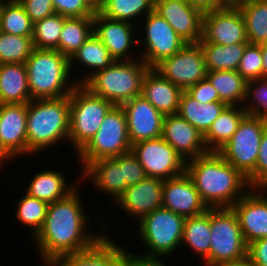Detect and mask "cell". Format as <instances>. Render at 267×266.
I'll return each instance as SVG.
<instances>
[{"label": "cell", "instance_id": "1", "mask_svg": "<svg viewBox=\"0 0 267 266\" xmlns=\"http://www.w3.org/2000/svg\"><path fill=\"white\" fill-rule=\"evenodd\" d=\"M77 189L78 183L66 197L48 204L44 224L33 238L45 266L64 255L88 250L105 236L86 230L89 215L83 212Z\"/></svg>", "mask_w": 267, "mask_h": 266}, {"label": "cell", "instance_id": "2", "mask_svg": "<svg viewBox=\"0 0 267 266\" xmlns=\"http://www.w3.org/2000/svg\"><path fill=\"white\" fill-rule=\"evenodd\" d=\"M185 172L208 208H231L251 188L247 178L218 152L189 160Z\"/></svg>", "mask_w": 267, "mask_h": 266}, {"label": "cell", "instance_id": "3", "mask_svg": "<svg viewBox=\"0 0 267 266\" xmlns=\"http://www.w3.org/2000/svg\"><path fill=\"white\" fill-rule=\"evenodd\" d=\"M69 96L27 103V155L39 154L63 139L69 142ZM37 152V153H36Z\"/></svg>", "mask_w": 267, "mask_h": 266}, {"label": "cell", "instance_id": "4", "mask_svg": "<svg viewBox=\"0 0 267 266\" xmlns=\"http://www.w3.org/2000/svg\"><path fill=\"white\" fill-rule=\"evenodd\" d=\"M25 65L31 99L67 97L77 86L68 82L69 58L56 49L34 48Z\"/></svg>", "mask_w": 267, "mask_h": 266}, {"label": "cell", "instance_id": "5", "mask_svg": "<svg viewBox=\"0 0 267 266\" xmlns=\"http://www.w3.org/2000/svg\"><path fill=\"white\" fill-rule=\"evenodd\" d=\"M150 67L139 58L114 60L108 67L91 75L82 85L92 94L121 106L141 95L144 76Z\"/></svg>", "mask_w": 267, "mask_h": 266}, {"label": "cell", "instance_id": "6", "mask_svg": "<svg viewBox=\"0 0 267 266\" xmlns=\"http://www.w3.org/2000/svg\"><path fill=\"white\" fill-rule=\"evenodd\" d=\"M137 232L149 252L140 257L165 259L180 248L185 218L166 208H158L138 221Z\"/></svg>", "mask_w": 267, "mask_h": 266}, {"label": "cell", "instance_id": "7", "mask_svg": "<svg viewBox=\"0 0 267 266\" xmlns=\"http://www.w3.org/2000/svg\"><path fill=\"white\" fill-rule=\"evenodd\" d=\"M69 142L77 154L98 131L105 115L114 106L111 102L92 94L77 84L69 95Z\"/></svg>", "mask_w": 267, "mask_h": 266}, {"label": "cell", "instance_id": "8", "mask_svg": "<svg viewBox=\"0 0 267 266\" xmlns=\"http://www.w3.org/2000/svg\"><path fill=\"white\" fill-rule=\"evenodd\" d=\"M131 147L125 112L121 106L114 105L105 115L98 131L77 156L84 170L92 161L117 157L130 152Z\"/></svg>", "mask_w": 267, "mask_h": 266}, {"label": "cell", "instance_id": "9", "mask_svg": "<svg viewBox=\"0 0 267 266\" xmlns=\"http://www.w3.org/2000/svg\"><path fill=\"white\" fill-rule=\"evenodd\" d=\"M210 228L209 256L202 261L205 266L247 256L248 245L232 208H210Z\"/></svg>", "mask_w": 267, "mask_h": 266}, {"label": "cell", "instance_id": "10", "mask_svg": "<svg viewBox=\"0 0 267 266\" xmlns=\"http://www.w3.org/2000/svg\"><path fill=\"white\" fill-rule=\"evenodd\" d=\"M267 121L247 114L231 139L218 151L226 162L246 178L255 170L259 148Z\"/></svg>", "mask_w": 267, "mask_h": 266}, {"label": "cell", "instance_id": "11", "mask_svg": "<svg viewBox=\"0 0 267 266\" xmlns=\"http://www.w3.org/2000/svg\"><path fill=\"white\" fill-rule=\"evenodd\" d=\"M131 152L147 177L167 180L185 172V160L162 137L136 142L132 144Z\"/></svg>", "mask_w": 267, "mask_h": 266}, {"label": "cell", "instance_id": "12", "mask_svg": "<svg viewBox=\"0 0 267 266\" xmlns=\"http://www.w3.org/2000/svg\"><path fill=\"white\" fill-rule=\"evenodd\" d=\"M144 41L138 39V45L144 49L138 58L150 68H154L163 59L179 52L187 42L182 39L171 25L154 10L145 16Z\"/></svg>", "mask_w": 267, "mask_h": 266}, {"label": "cell", "instance_id": "13", "mask_svg": "<svg viewBox=\"0 0 267 266\" xmlns=\"http://www.w3.org/2000/svg\"><path fill=\"white\" fill-rule=\"evenodd\" d=\"M154 69L182 91L207 77V68L199 43H187L179 52L163 59Z\"/></svg>", "mask_w": 267, "mask_h": 266}, {"label": "cell", "instance_id": "14", "mask_svg": "<svg viewBox=\"0 0 267 266\" xmlns=\"http://www.w3.org/2000/svg\"><path fill=\"white\" fill-rule=\"evenodd\" d=\"M202 39L220 45L249 43L239 7L227 6L203 12Z\"/></svg>", "mask_w": 267, "mask_h": 266}, {"label": "cell", "instance_id": "15", "mask_svg": "<svg viewBox=\"0 0 267 266\" xmlns=\"http://www.w3.org/2000/svg\"><path fill=\"white\" fill-rule=\"evenodd\" d=\"M250 190L231 207L237 215L247 245L267 238V188Z\"/></svg>", "mask_w": 267, "mask_h": 266}, {"label": "cell", "instance_id": "16", "mask_svg": "<svg viewBox=\"0 0 267 266\" xmlns=\"http://www.w3.org/2000/svg\"><path fill=\"white\" fill-rule=\"evenodd\" d=\"M135 25V23L107 18L99 11L93 17V33L108 49L110 56L117 61L135 60L131 57V48L136 50L138 44V39L135 40L134 35L137 30Z\"/></svg>", "mask_w": 267, "mask_h": 266}, {"label": "cell", "instance_id": "17", "mask_svg": "<svg viewBox=\"0 0 267 266\" xmlns=\"http://www.w3.org/2000/svg\"><path fill=\"white\" fill-rule=\"evenodd\" d=\"M121 107L126 115L131 144L162 137L165 116L142 95L132 98Z\"/></svg>", "mask_w": 267, "mask_h": 266}, {"label": "cell", "instance_id": "18", "mask_svg": "<svg viewBox=\"0 0 267 266\" xmlns=\"http://www.w3.org/2000/svg\"><path fill=\"white\" fill-rule=\"evenodd\" d=\"M154 11L163 17L187 43L202 39L203 12L185 0H154Z\"/></svg>", "mask_w": 267, "mask_h": 266}, {"label": "cell", "instance_id": "19", "mask_svg": "<svg viewBox=\"0 0 267 266\" xmlns=\"http://www.w3.org/2000/svg\"><path fill=\"white\" fill-rule=\"evenodd\" d=\"M162 198L163 208L173 211L184 218L203 214L209 209L186 172L164 180Z\"/></svg>", "mask_w": 267, "mask_h": 266}, {"label": "cell", "instance_id": "20", "mask_svg": "<svg viewBox=\"0 0 267 266\" xmlns=\"http://www.w3.org/2000/svg\"><path fill=\"white\" fill-rule=\"evenodd\" d=\"M162 138L174 148L185 162L208 153L203 134L178 114L165 116Z\"/></svg>", "mask_w": 267, "mask_h": 266}, {"label": "cell", "instance_id": "21", "mask_svg": "<svg viewBox=\"0 0 267 266\" xmlns=\"http://www.w3.org/2000/svg\"><path fill=\"white\" fill-rule=\"evenodd\" d=\"M27 103L0 104V142L13 158L27 154Z\"/></svg>", "mask_w": 267, "mask_h": 266}, {"label": "cell", "instance_id": "22", "mask_svg": "<svg viewBox=\"0 0 267 266\" xmlns=\"http://www.w3.org/2000/svg\"><path fill=\"white\" fill-rule=\"evenodd\" d=\"M164 180L146 177L141 182L128 186L117 199L119 207L139 221L145 215L163 205L162 189Z\"/></svg>", "mask_w": 267, "mask_h": 266}, {"label": "cell", "instance_id": "23", "mask_svg": "<svg viewBox=\"0 0 267 266\" xmlns=\"http://www.w3.org/2000/svg\"><path fill=\"white\" fill-rule=\"evenodd\" d=\"M115 243L105 234L90 249L64 255L51 266H128L132 253Z\"/></svg>", "mask_w": 267, "mask_h": 266}, {"label": "cell", "instance_id": "24", "mask_svg": "<svg viewBox=\"0 0 267 266\" xmlns=\"http://www.w3.org/2000/svg\"><path fill=\"white\" fill-rule=\"evenodd\" d=\"M182 90L154 68L144 76L141 95L164 116L178 113Z\"/></svg>", "mask_w": 267, "mask_h": 266}, {"label": "cell", "instance_id": "25", "mask_svg": "<svg viewBox=\"0 0 267 266\" xmlns=\"http://www.w3.org/2000/svg\"><path fill=\"white\" fill-rule=\"evenodd\" d=\"M81 181L91 179L94 189L101 190L113 197L114 201L128 188L124 183L123 167L112 158L92 161L81 173ZM86 178H85V177ZM93 181V182H92ZM116 199V200H115Z\"/></svg>", "mask_w": 267, "mask_h": 266}, {"label": "cell", "instance_id": "26", "mask_svg": "<svg viewBox=\"0 0 267 266\" xmlns=\"http://www.w3.org/2000/svg\"><path fill=\"white\" fill-rule=\"evenodd\" d=\"M31 100L25 63L0 64V104Z\"/></svg>", "mask_w": 267, "mask_h": 266}, {"label": "cell", "instance_id": "27", "mask_svg": "<svg viewBox=\"0 0 267 266\" xmlns=\"http://www.w3.org/2000/svg\"><path fill=\"white\" fill-rule=\"evenodd\" d=\"M226 107L227 105L221 101L198 102L186 91H182L177 114L204 135Z\"/></svg>", "mask_w": 267, "mask_h": 266}, {"label": "cell", "instance_id": "28", "mask_svg": "<svg viewBox=\"0 0 267 266\" xmlns=\"http://www.w3.org/2000/svg\"><path fill=\"white\" fill-rule=\"evenodd\" d=\"M246 115L243 106H227L203 135L208 152H218L231 139Z\"/></svg>", "mask_w": 267, "mask_h": 266}, {"label": "cell", "instance_id": "29", "mask_svg": "<svg viewBox=\"0 0 267 266\" xmlns=\"http://www.w3.org/2000/svg\"><path fill=\"white\" fill-rule=\"evenodd\" d=\"M76 187L68 185L61 172L48 169L35 174L25 192L49 204L66 197Z\"/></svg>", "mask_w": 267, "mask_h": 266}, {"label": "cell", "instance_id": "30", "mask_svg": "<svg viewBox=\"0 0 267 266\" xmlns=\"http://www.w3.org/2000/svg\"><path fill=\"white\" fill-rule=\"evenodd\" d=\"M69 61L70 70H72L75 61L80 63V67L83 66L86 70H92V72L89 71L87 75H83V79L79 77V80H75L77 84H83L91 75L108 67L114 59L110 56L108 49L100 39L93 33L72 55Z\"/></svg>", "mask_w": 267, "mask_h": 266}, {"label": "cell", "instance_id": "31", "mask_svg": "<svg viewBox=\"0 0 267 266\" xmlns=\"http://www.w3.org/2000/svg\"><path fill=\"white\" fill-rule=\"evenodd\" d=\"M207 78L218 92L221 102L227 106H242L247 80L237 70L207 71Z\"/></svg>", "mask_w": 267, "mask_h": 266}, {"label": "cell", "instance_id": "32", "mask_svg": "<svg viewBox=\"0 0 267 266\" xmlns=\"http://www.w3.org/2000/svg\"><path fill=\"white\" fill-rule=\"evenodd\" d=\"M207 71L237 70L248 43L220 45L199 42Z\"/></svg>", "mask_w": 267, "mask_h": 266}, {"label": "cell", "instance_id": "33", "mask_svg": "<svg viewBox=\"0 0 267 266\" xmlns=\"http://www.w3.org/2000/svg\"><path fill=\"white\" fill-rule=\"evenodd\" d=\"M210 240V208L203 214L185 218L181 243L192 249L203 261L209 256Z\"/></svg>", "mask_w": 267, "mask_h": 266}, {"label": "cell", "instance_id": "34", "mask_svg": "<svg viewBox=\"0 0 267 266\" xmlns=\"http://www.w3.org/2000/svg\"><path fill=\"white\" fill-rule=\"evenodd\" d=\"M91 34L93 17L65 18L56 50L70 59Z\"/></svg>", "mask_w": 267, "mask_h": 266}, {"label": "cell", "instance_id": "35", "mask_svg": "<svg viewBox=\"0 0 267 266\" xmlns=\"http://www.w3.org/2000/svg\"><path fill=\"white\" fill-rule=\"evenodd\" d=\"M238 7L245 20L248 42L267 43V0H248Z\"/></svg>", "mask_w": 267, "mask_h": 266}, {"label": "cell", "instance_id": "36", "mask_svg": "<svg viewBox=\"0 0 267 266\" xmlns=\"http://www.w3.org/2000/svg\"><path fill=\"white\" fill-rule=\"evenodd\" d=\"M0 31L19 36H32L33 22L18 0L0 2Z\"/></svg>", "mask_w": 267, "mask_h": 266}, {"label": "cell", "instance_id": "37", "mask_svg": "<svg viewBox=\"0 0 267 266\" xmlns=\"http://www.w3.org/2000/svg\"><path fill=\"white\" fill-rule=\"evenodd\" d=\"M153 10L154 0H108L98 11L110 19L134 23Z\"/></svg>", "mask_w": 267, "mask_h": 266}, {"label": "cell", "instance_id": "38", "mask_svg": "<svg viewBox=\"0 0 267 266\" xmlns=\"http://www.w3.org/2000/svg\"><path fill=\"white\" fill-rule=\"evenodd\" d=\"M33 50L32 36H19L0 31V64L25 63Z\"/></svg>", "mask_w": 267, "mask_h": 266}, {"label": "cell", "instance_id": "39", "mask_svg": "<svg viewBox=\"0 0 267 266\" xmlns=\"http://www.w3.org/2000/svg\"><path fill=\"white\" fill-rule=\"evenodd\" d=\"M66 17L53 14L33 23V46L37 49H56Z\"/></svg>", "mask_w": 267, "mask_h": 266}, {"label": "cell", "instance_id": "40", "mask_svg": "<svg viewBox=\"0 0 267 266\" xmlns=\"http://www.w3.org/2000/svg\"><path fill=\"white\" fill-rule=\"evenodd\" d=\"M16 205L17 220L28 228H32L30 230L33 231L31 235L34 238L44 224L48 203L25 193Z\"/></svg>", "mask_w": 267, "mask_h": 266}, {"label": "cell", "instance_id": "41", "mask_svg": "<svg viewBox=\"0 0 267 266\" xmlns=\"http://www.w3.org/2000/svg\"><path fill=\"white\" fill-rule=\"evenodd\" d=\"M244 106L247 114L267 121V78L247 81Z\"/></svg>", "mask_w": 267, "mask_h": 266}, {"label": "cell", "instance_id": "42", "mask_svg": "<svg viewBox=\"0 0 267 266\" xmlns=\"http://www.w3.org/2000/svg\"><path fill=\"white\" fill-rule=\"evenodd\" d=\"M237 71L247 80L262 78L261 46L248 43Z\"/></svg>", "mask_w": 267, "mask_h": 266}, {"label": "cell", "instance_id": "43", "mask_svg": "<svg viewBox=\"0 0 267 266\" xmlns=\"http://www.w3.org/2000/svg\"><path fill=\"white\" fill-rule=\"evenodd\" d=\"M56 14L68 17H94L97 9L93 0H53Z\"/></svg>", "mask_w": 267, "mask_h": 266}, {"label": "cell", "instance_id": "44", "mask_svg": "<svg viewBox=\"0 0 267 266\" xmlns=\"http://www.w3.org/2000/svg\"><path fill=\"white\" fill-rule=\"evenodd\" d=\"M113 158L123 167L124 183L127 186L137 184L147 177L137 157L131 151Z\"/></svg>", "mask_w": 267, "mask_h": 266}, {"label": "cell", "instance_id": "45", "mask_svg": "<svg viewBox=\"0 0 267 266\" xmlns=\"http://www.w3.org/2000/svg\"><path fill=\"white\" fill-rule=\"evenodd\" d=\"M247 181L251 188H267V127L261 139L255 170Z\"/></svg>", "mask_w": 267, "mask_h": 266}, {"label": "cell", "instance_id": "46", "mask_svg": "<svg viewBox=\"0 0 267 266\" xmlns=\"http://www.w3.org/2000/svg\"><path fill=\"white\" fill-rule=\"evenodd\" d=\"M31 21L42 20L55 14L53 0H18Z\"/></svg>", "mask_w": 267, "mask_h": 266}, {"label": "cell", "instance_id": "47", "mask_svg": "<svg viewBox=\"0 0 267 266\" xmlns=\"http://www.w3.org/2000/svg\"><path fill=\"white\" fill-rule=\"evenodd\" d=\"M186 92L201 103L220 101L219 94L206 77L197 84L189 87Z\"/></svg>", "mask_w": 267, "mask_h": 266}, {"label": "cell", "instance_id": "48", "mask_svg": "<svg viewBox=\"0 0 267 266\" xmlns=\"http://www.w3.org/2000/svg\"><path fill=\"white\" fill-rule=\"evenodd\" d=\"M247 255L254 266H267V238L248 244Z\"/></svg>", "mask_w": 267, "mask_h": 266}, {"label": "cell", "instance_id": "49", "mask_svg": "<svg viewBox=\"0 0 267 266\" xmlns=\"http://www.w3.org/2000/svg\"><path fill=\"white\" fill-rule=\"evenodd\" d=\"M160 258H143L140 255H131L128 266H165Z\"/></svg>", "mask_w": 267, "mask_h": 266}, {"label": "cell", "instance_id": "50", "mask_svg": "<svg viewBox=\"0 0 267 266\" xmlns=\"http://www.w3.org/2000/svg\"><path fill=\"white\" fill-rule=\"evenodd\" d=\"M190 5L197 7L202 12L223 8V0H185Z\"/></svg>", "mask_w": 267, "mask_h": 266}, {"label": "cell", "instance_id": "51", "mask_svg": "<svg viewBox=\"0 0 267 266\" xmlns=\"http://www.w3.org/2000/svg\"><path fill=\"white\" fill-rule=\"evenodd\" d=\"M213 266H254V265L247 255V256L242 257V258L237 259V260L223 261V262L217 263Z\"/></svg>", "mask_w": 267, "mask_h": 266}, {"label": "cell", "instance_id": "52", "mask_svg": "<svg viewBox=\"0 0 267 266\" xmlns=\"http://www.w3.org/2000/svg\"><path fill=\"white\" fill-rule=\"evenodd\" d=\"M262 55V78H267V43L260 44Z\"/></svg>", "mask_w": 267, "mask_h": 266}, {"label": "cell", "instance_id": "53", "mask_svg": "<svg viewBox=\"0 0 267 266\" xmlns=\"http://www.w3.org/2000/svg\"><path fill=\"white\" fill-rule=\"evenodd\" d=\"M9 159L12 161L14 158L7 152L0 142V166L2 167L4 164L3 162H8Z\"/></svg>", "mask_w": 267, "mask_h": 266}, {"label": "cell", "instance_id": "54", "mask_svg": "<svg viewBox=\"0 0 267 266\" xmlns=\"http://www.w3.org/2000/svg\"><path fill=\"white\" fill-rule=\"evenodd\" d=\"M248 0H223V7H238L239 5L246 3Z\"/></svg>", "mask_w": 267, "mask_h": 266}, {"label": "cell", "instance_id": "55", "mask_svg": "<svg viewBox=\"0 0 267 266\" xmlns=\"http://www.w3.org/2000/svg\"><path fill=\"white\" fill-rule=\"evenodd\" d=\"M108 0H93L94 6L97 11L107 2Z\"/></svg>", "mask_w": 267, "mask_h": 266}, {"label": "cell", "instance_id": "56", "mask_svg": "<svg viewBox=\"0 0 267 266\" xmlns=\"http://www.w3.org/2000/svg\"><path fill=\"white\" fill-rule=\"evenodd\" d=\"M17 1V0H0V2Z\"/></svg>", "mask_w": 267, "mask_h": 266}]
</instances>
